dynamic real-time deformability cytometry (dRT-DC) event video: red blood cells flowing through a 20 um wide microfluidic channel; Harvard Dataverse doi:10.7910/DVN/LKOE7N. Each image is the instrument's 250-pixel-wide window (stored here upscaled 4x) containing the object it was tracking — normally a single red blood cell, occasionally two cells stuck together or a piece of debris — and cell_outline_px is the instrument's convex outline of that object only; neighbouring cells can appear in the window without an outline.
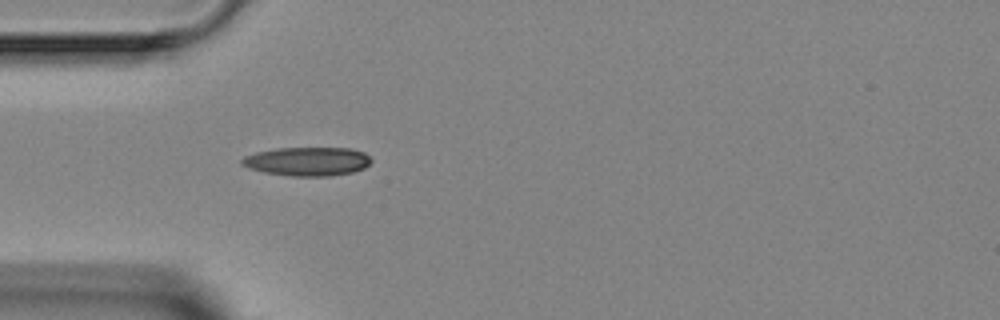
{"species": "Egyptian fruit bat (a non-hibernating species)", "species_latin": "Rousettus aegyptiacus", "temperature_condition": "room temperature", "stored_images_in_passage": 1, "camera_frame_rate_fps": 3000, "um_per_image_px": 0.085, "animal": {"sex": "female"}, "frame": {"image": 1, "passage_image": 1, "time_ms": 0.0, "image_size_px": [1000, 320], "cell_outline_px": [[372, 160], [364, 168], [352, 172], [332, 176], [292, 176], [264, 172], [248, 168], [240, 164], [240, 160], [244, 156], [256, 152], [276, 148], [352, 148], [364, 152]], "centroid_in_image_um": [26.11, 13.72], "position_along_channel_um": 58.9, "area_um2": 21.79}}